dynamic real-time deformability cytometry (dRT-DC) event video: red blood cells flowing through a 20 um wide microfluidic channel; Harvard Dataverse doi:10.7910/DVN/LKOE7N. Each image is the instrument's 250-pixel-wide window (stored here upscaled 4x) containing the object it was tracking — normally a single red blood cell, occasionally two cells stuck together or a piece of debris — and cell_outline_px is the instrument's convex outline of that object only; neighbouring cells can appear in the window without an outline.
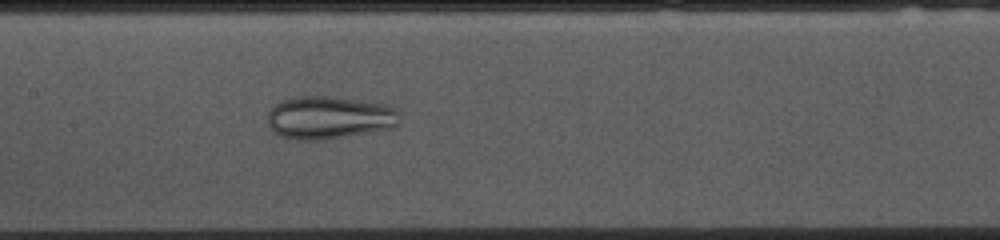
{"species": "common noctule bat (a hibernating species)", "species_latin": "Nyctalus noctula", "temperature_condition": "cold", "stored_images_in_passage": 53, "camera_frame_rate_fps": 3000, "um_per_image_px": 0.085, "animal": {"sex": "female", "body_mass_g": 10.0, "forearm_length_mm": 53.1}, "frame": {"image": 1, "passage_image": 24, "time_ms": 7.667, "image_size_px": [1000, 240], "cell_outline_px": [[400, 124], [396, 128], [324, 140], [300, 140], [280, 136], [272, 132], [268, 124], [268, 112], [280, 100], [296, 96], [328, 96], [388, 104], [400, 112]], "centroid_in_image_um": [28.02, 10.0], "position_along_channel_um": 179.4, "area_um2": 33.58}}
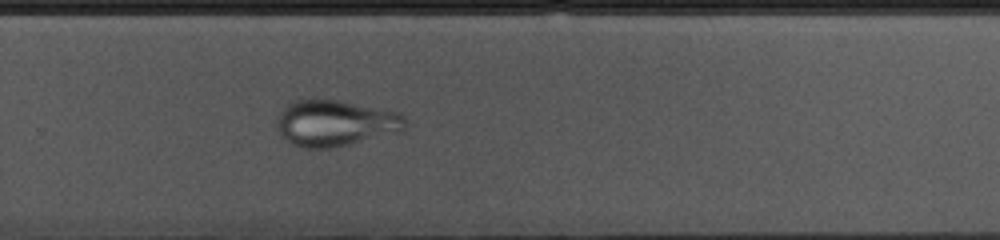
{"frame": {"image": 2, "passage_image": 34, "time_ms": 11.0, "image_size_px": [1000, 240], "cell_outline_px": [[404, 132], [348, 144], [328, 148], [304, 148], [292, 144], [280, 132], [276, 120], [276, 116], [288, 104], [296, 100], [336, 100], [400, 112], [404, 116]], "centroid_in_image_um": [28.53, 10.47], "position_along_channel_um": 301.3, "area_um2": 34.22}}
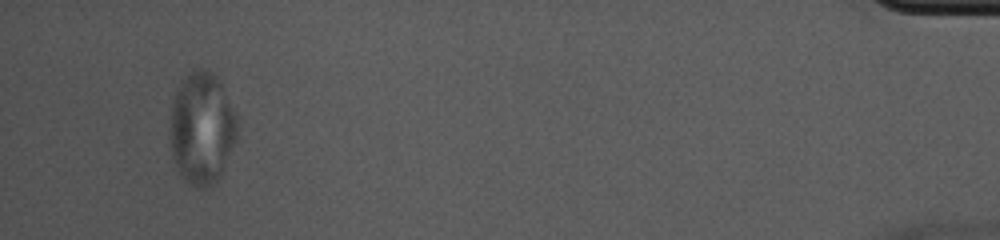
{"frame": {"image": 3, "passage_image": 50, "time_ms": 16.333, "image_size_px": [1000, 240], "cell_outline_px": [[240, 128], [236, 140], [216, 184], [204, 188], [200, 188], [188, 184], [180, 176], [176, 168], [172, 156], [172, 104], [180, 80], [184, 76], [200, 68], [208, 68], [220, 80], [236, 116]], "centroid_in_image_um": [17.19, 10.91], "position_along_channel_um": 418.0, "area_um2": 43.93}}